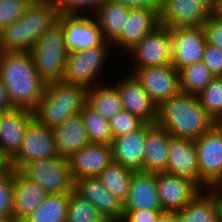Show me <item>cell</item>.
I'll return each instance as SVG.
<instances>
[{"label":"cell","instance_id":"18","mask_svg":"<svg viewBox=\"0 0 222 222\" xmlns=\"http://www.w3.org/2000/svg\"><path fill=\"white\" fill-rule=\"evenodd\" d=\"M73 179L97 177L113 162L111 144L90 143L75 151L69 158Z\"/></svg>","mask_w":222,"mask_h":222},{"label":"cell","instance_id":"7","mask_svg":"<svg viewBox=\"0 0 222 222\" xmlns=\"http://www.w3.org/2000/svg\"><path fill=\"white\" fill-rule=\"evenodd\" d=\"M199 179L208 187L222 183V126L215 124L194 140Z\"/></svg>","mask_w":222,"mask_h":222},{"label":"cell","instance_id":"31","mask_svg":"<svg viewBox=\"0 0 222 222\" xmlns=\"http://www.w3.org/2000/svg\"><path fill=\"white\" fill-rule=\"evenodd\" d=\"M68 194H48L39 207L22 222H66Z\"/></svg>","mask_w":222,"mask_h":222},{"label":"cell","instance_id":"15","mask_svg":"<svg viewBox=\"0 0 222 222\" xmlns=\"http://www.w3.org/2000/svg\"><path fill=\"white\" fill-rule=\"evenodd\" d=\"M209 16L198 0H160L159 25L168 29L203 26Z\"/></svg>","mask_w":222,"mask_h":222},{"label":"cell","instance_id":"46","mask_svg":"<svg viewBox=\"0 0 222 222\" xmlns=\"http://www.w3.org/2000/svg\"><path fill=\"white\" fill-rule=\"evenodd\" d=\"M209 190L215 195L220 211V221L222 222V183L211 186Z\"/></svg>","mask_w":222,"mask_h":222},{"label":"cell","instance_id":"6","mask_svg":"<svg viewBox=\"0 0 222 222\" xmlns=\"http://www.w3.org/2000/svg\"><path fill=\"white\" fill-rule=\"evenodd\" d=\"M18 172L29 181L38 183L48 194H70L74 191V179L67 157L31 161Z\"/></svg>","mask_w":222,"mask_h":222},{"label":"cell","instance_id":"3","mask_svg":"<svg viewBox=\"0 0 222 222\" xmlns=\"http://www.w3.org/2000/svg\"><path fill=\"white\" fill-rule=\"evenodd\" d=\"M87 89L63 81L47 83L43 96L32 110L34 120L48 128L61 125L87 104Z\"/></svg>","mask_w":222,"mask_h":222},{"label":"cell","instance_id":"14","mask_svg":"<svg viewBox=\"0 0 222 222\" xmlns=\"http://www.w3.org/2000/svg\"><path fill=\"white\" fill-rule=\"evenodd\" d=\"M74 192L89 201L107 222H121L124 215L123 202L111 194L97 177L74 180Z\"/></svg>","mask_w":222,"mask_h":222},{"label":"cell","instance_id":"33","mask_svg":"<svg viewBox=\"0 0 222 222\" xmlns=\"http://www.w3.org/2000/svg\"><path fill=\"white\" fill-rule=\"evenodd\" d=\"M90 143L111 144L113 136L110 130L109 120L101 117L87 104L79 112Z\"/></svg>","mask_w":222,"mask_h":222},{"label":"cell","instance_id":"34","mask_svg":"<svg viewBox=\"0 0 222 222\" xmlns=\"http://www.w3.org/2000/svg\"><path fill=\"white\" fill-rule=\"evenodd\" d=\"M66 222H107L100 212L74 191L68 194Z\"/></svg>","mask_w":222,"mask_h":222},{"label":"cell","instance_id":"21","mask_svg":"<svg viewBox=\"0 0 222 222\" xmlns=\"http://www.w3.org/2000/svg\"><path fill=\"white\" fill-rule=\"evenodd\" d=\"M145 139L146 123L135 131L114 137L111 142L113 161L144 172Z\"/></svg>","mask_w":222,"mask_h":222},{"label":"cell","instance_id":"26","mask_svg":"<svg viewBox=\"0 0 222 222\" xmlns=\"http://www.w3.org/2000/svg\"><path fill=\"white\" fill-rule=\"evenodd\" d=\"M53 133L57 153L62 157L69 158L75 151L90 144L80 113L54 127Z\"/></svg>","mask_w":222,"mask_h":222},{"label":"cell","instance_id":"5","mask_svg":"<svg viewBox=\"0 0 222 222\" xmlns=\"http://www.w3.org/2000/svg\"><path fill=\"white\" fill-rule=\"evenodd\" d=\"M112 43L104 41L100 46L78 52H69L62 81L80 85L87 90L103 83L100 73L111 52ZM109 51V53H108ZM98 78V79H97Z\"/></svg>","mask_w":222,"mask_h":222},{"label":"cell","instance_id":"53","mask_svg":"<svg viewBox=\"0 0 222 222\" xmlns=\"http://www.w3.org/2000/svg\"><path fill=\"white\" fill-rule=\"evenodd\" d=\"M3 113H4V111H0V120H1V118L3 116Z\"/></svg>","mask_w":222,"mask_h":222},{"label":"cell","instance_id":"29","mask_svg":"<svg viewBox=\"0 0 222 222\" xmlns=\"http://www.w3.org/2000/svg\"><path fill=\"white\" fill-rule=\"evenodd\" d=\"M87 105L107 120L123 110L122 100L116 87L113 84L104 85V82L88 89Z\"/></svg>","mask_w":222,"mask_h":222},{"label":"cell","instance_id":"16","mask_svg":"<svg viewBox=\"0 0 222 222\" xmlns=\"http://www.w3.org/2000/svg\"><path fill=\"white\" fill-rule=\"evenodd\" d=\"M166 172L194 181L202 190L209 189L199 179L198 160L194 140L173 136L170 138Z\"/></svg>","mask_w":222,"mask_h":222},{"label":"cell","instance_id":"9","mask_svg":"<svg viewBox=\"0 0 222 222\" xmlns=\"http://www.w3.org/2000/svg\"><path fill=\"white\" fill-rule=\"evenodd\" d=\"M128 55H131L132 62H135L134 68L171 64L172 39L170 29L159 25L130 49Z\"/></svg>","mask_w":222,"mask_h":222},{"label":"cell","instance_id":"39","mask_svg":"<svg viewBox=\"0 0 222 222\" xmlns=\"http://www.w3.org/2000/svg\"><path fill=\"white\" fill-rule=\"evenodd\" d=\"M33 0H5L0 2V31L18 20Z\"/></svg>","mask_w":222,"mask_h":222},{"label":"cell","instance_id":"41","mask_svg":"<svg viewBox=\"0 0 222 222\" xmlns=\"http://www.w3.org/2000/svg\"><path fill=\"white\" fill-rule=\"evenodd\" d=\"M207 42L222 51V17L218 14H210L203 24Z\"/></svg>","mask_w":222,"mask_h":222},{"label":"cell","instance_id":"28","mask_svg":"<svg viewBox=\"0 0 222 222\" xmlns=\"http://www.w3.org/2000/svg\"><path fill=\"white\" fill-rule=\"evenodd\" d=\"M179 222H221L218 202L209 190H202L185 208L177 211Z\"/></svg>","mask_w":222,"mask_h":222},{"label":"cell","instance_id":"23","mask_svg":"<svg viewBox=\"0 0 222 222\" xmlns=\"http://www.w3.org/2000/svg\"><path fill=\"white\" fill-rule=\"evenodd\" d=\"M59 11L52 0H33L25 10L26 52H30L38 38L59 19Z\"/></svg>","mask_w":222,"mask_h":222},{"label":"cell","instance_id":"37","mask_svg":"<svg viewBox=\"0 0 222 222\" xmlns=\"http://www.w3.org/2000/svg\"><path fill=\"white\" fill-rule=\"evenodd\" d=\"M145 122L126 110H121L109 120L113 138L140 128Z\"/></svg>","mask_w":222,"mask_h":222},{"label":"cell","instance_id":"44","mask_svg":"<svg viewBox=\"0 0 222 222\" xmlns=\"http://www.w3.org/2000/svg\"><path fill=\"white\" fill-rule=\"evenodd\" d=\"M129 9H160V0H111Z\"/></svg>","mask_w":222,"mask_h":222},{"label":"cell","instance_id":"11","mask_svg":"<svg viewBox=\"0 0 222 222\" xmlns=\"http://www.w3.org/2000/svg\"><path fill=\"white\" fill-rule=\"evenodd\" d=\"M58 21L63 26L68 52L97 47L105 41L97 21L90 14H60Z\"/></svg>","mask_w":222,"mask_h":222},{"label":"cell","instance_id":"17","mask_svg":"<svg viewBox=\"0 0 222 222\" xmlns=\"http://www.w3.org/2000/svg\"><path fill=\"white\" fill-rule=\"evenodd\" d=\"M113 85L119 92L124 110L139 117L145 123H157V105L130 73Z\"/></svg>","mask_w":222,"mask_h":222},{"label":"cell","instance_id":"45","mask_svg":"<svg viewBox=\"0 0 222 222\" xmlns=\"http://www.w3.org/2000/svg\"><path fill=\"white\" fill-rule=\"evenodd\" d=\"M14 109L12 103L9 100L7 90L0 79V111H10Z\"/></svg>","mask_w":222,"mask_h":222},{"label":"cell","instance_id":"38","mask_svg":"<svg viewBox=\"0 0 222 222\" xmlns=\"http://www.w3.org/2000/svg\"><path fill=\"white\" fill-rule=\"evenodd\" d=\"M14 169L0 176V218L13 219L12 197H13Z\"/></svg>","mask_w":222,"mask_h":222},{"label":"cell","instance_id":"24","mask_svg":"<svg viewBox=\"0 0 222 222\" xmlns=\"http://www.w3.org/2000/svg\"><path fill=\"white\" fill-rule=\"evenodd\" d=\"M48 193L38 183L24 178L14 170L12 212L14 222H22L45 200Z\"/></svg>","mask_w":222,"mask_h":222},{"label":"cell","instance_id":"49","mask_svg":"<svg viewBox=\"0 0 222 222\" xmlns=\"http://www.w3.org/2000/svg\"><path fill=\"white\" fill-rule=\"evenodd\" d=\"M198 1L210 14L216 13L217 4L213 0H198Z\"/></svg>","mask_w":222,"mask_h":222},{"label":"cell","instance_id":"2","mask_svg":"<svg viewBox=\"0 0 222 222\" xmlns=\"http://www.w3.org/2000/svg\"><path fill=\"white\" fill-rule=\"evenodd\" d=\"M157 124L173 137L195 140L216 123L197 95L179 92L158 107Z\"/></svg>","mask_w":222,"mask_h":222},{"label":"cell","instance_id":"4","mask_svg":"<svg viewBox=\"0 0 222 222\" xmlns=\"http://www.w3.org/2000/svg\"><path fill=\"white\" fill-rule=\"evenodd\" d=\"M38 76L47 83L62 81L68 50L64 30L58 21L45 31L30 51Z\"/></svg>","mask_w":222,"mask_h":222},{"label":"cell","instance_id":"13","mask_svg":"<svg viewBox=\"0 0 222 222\" xmlns=\"http://www.w3.org/2000/svg\"><path fill=\"white\" fill-rule=\"evenodd\" d=\"M156 185L162 210L167 212L182 210L202 191L194 181L167 172L156 173Z\"/></svg>","mask_w":222,"mask_h":222},{"label":"cell","instance_id":"20","mask_svg":"<svg viewBox=\"0 0 222 222\" xmlns=\"http://www.w3.org/2000/svg\"><path fill=\"white\" fill-rule=\"evenodd\" d=\"M34 120L29 109L14 108L3 113L0 120V150L9 161L18 153L25 131Z\"/></svg>","mask_w":222,"mask_h":222},{"label":"cell","instance_id":"48","mask_svg":"<svg viewBox=\"0 0 222 222\" xmlns=\"http://www.w3.org/2000/svg\"><path fill=\"white\" fill-rule=\"evenodd\" d=\"M11 169L9 159L0 150V176Z\"/></svg>","mask_w":222,"mask_h":222},{"label":"cell","instance_id":"27","mask_svg":"<svg viewBox=\"0 0 222 222\" xmlns=\"http://www.w3.org/2000/svg\"><path fill=\"white\" fill-rule=\"evenodd\" d=\"M129 10L120 3L104 0L92 13L106 41L112 43L121 34Z\"/></svg>","mask_w":222,"mask_h":222},{"label":"cell","instance_id":"40","mask_svg":"<svg viewBox=\"0 0 222 222\" xmlns=\"http://www.w3.org/2000/svg\"><path fill=\"white\" fill-rule=\"evenodd\" d=\"M60 14H86L94 11L104 0H52ZM85 10V11H84ZM90 10V12H88ZM84 11V13L82 12Z\"/></svg>","mask_w":222,"mask_h":222},{"label":"cell","instance_id":"42","mask_svg":"<svg viewBox=\"0 0 222 222\" xmlns=\"http://www.w3.org/2000/svg\"><path fill=\"white\" fill-rule=\"evenodd\" d=\"M203 63L215 77H222V51L208 42L204 49Z\"/></svg>","mask_w":222,"mask_h":222},{"label":"cell","instance_id":"12","mask_svg":"<svg viewBox=\"0 0 222 222\" xmlns=\"http://www.w3.org/2000/svg\"><path fill=\"white\" fill-rule=\"evenodd\" d=\"M172 39V65L179 71L183 67L202 62L207 38L203 26L170 29Z\"/></svg>","mask_w":222,"mask_h":222},{"label":"cell","instance_id":"35","mask_svg":"<svg viewBox=\"0 0 222 222\" xmlns=\"http://www.w3.org/2000/svg\"><path fill=\"white\" fill-rule=\"evenodd\" d=\"M0 51L26 52L25 12L0 31Z\"/></svg>","mask_w":222,"mask_h":222},{"label":"cell","instance_id":"43","mask_svg":"<svg viewBox=\"0 0 222 222\" xmlns=\"http://www.w3.org/2000/svg\"><path fill=\"white\" fill-rule=\"evenodd\" d=\"M163 210H124L121 222H156Z\"/></svg>","mask_w":222,"mask_h":222},{"label":"cell","instance_id":"25","mask_svg":"<svg viewBox=\"0 0 222 222\" xmlns=\"http://www.w3.org/2000/svg\"><path fill=\"white\" fill-rule=\"evenodd\" d=\"M172 136L156 124L146 123L144 172H166L169 140Z\"/></svg>","mask_w":222,"mask_h":222},{"label":"cell","instance_id":"52","mask_svg":"<svg viewBox=\"0 0 222 222\" xmlns=\"http://www.w3.org/2000/svg\"><path fill=\"white\" fill-rule=\"evenodd\" d=\"M216 4L220 3L222 0H213Z\"/></svg>","mask_w":222,"mask_h":222},{"label":"cell","instance_id":"47","mask_svg":"<svg viewBox=\"0 0 222 222\" xmlns=\"http://www.w3.org/2000/svg\"><path fill=\"white\" fill-rule=\"evenodd\" d=\"M156 222H179L176 212L163 211Z\"/></svg>","mask_w":222,"mask_h":222},{"label":"cell","instance_id":"8","mask_svg":"<svg viewBox=\"0 0 222 222\" xmlns=\"http://www.w3.org/2000/svg\"><path fill=\"white\" fill-rule=\"evenodd\" d=\"M130 74L157 107L180 92L179 71L172 64L134 68Z\"/></svg>","mask_w":222,"mask_h":222},{"label":"cell","instance_id":"10","mask_svg":"<svg viewBox=\"0 0 222 222\" xmlns=\"http://www.w3.org/2000/svg\"><path fill=\"white\" fill-rule=\"evenodd\" d=\"M55 156L59 155L53 129L33 120L25 131L18 153L10 160V166L18 171L26 163Z\"/></svg>","mask_w":222,"mask_h":222},{"label":"cell","instance_id":"51","mask_svg":"<svg viewBox=\"0 0 222 222\" xmlns=\"http://www.w3.org/2000/svg\"><path fill=\"white\" fill-rule=\"evenodd\" d=\"M0 222H14L13 219L0 218Z\"/></svg>","mask_w":222,"mask_h":222},{"label":"cell","instance_id":"30","mask_svg":"<svg viewBox=\"0 0 222 222\" xmlns=\"http://www.w3.org/2000/svg\"><path fill=\"white\" fill-rule=\"evenodd\" d=\"M135 171L112 162L97 178L102 185L123 203L129 193L130 181Z\"/></svg>","mask_w":222,"mask_h":222},{"label":"cell","instance_id":"1","mask_svg":"<svg viewBox=\"0 0 222 222\" xmlns=\"http://www.w3.org/2000/svg\"><path fill=\"white\" fill-rule=\"evenodd\" d=\"M0 79L13 107L31 111L41 100L46 86L38 76L30 52L0 51Z\"/></svg>","mask_w":222,"mask_h":222},{"label":"cell","instance_id":"22","mask_svg":"<svg viewBox=\"0 0 222 222\" xmlns=\"http://www.w3.org/2000/svg\"><path fill=\"white\" fill-rule=\"evenodd\" d=\"M124 210H162L156 185V173L135 171L129 193L123 203Z\"/></svg>","mask_w":222,"mask_h":222},{"label":"cell","instance_id":"50","mask_svg":"<svg viewBox=\"0 0 222 222\" xmlns=\"http://www.w3.org/2000/svg\"><path fill=\"white\" fill-rule=\"evenodd\" d=\"M216 14H218L220 17H222V1L217 4Z\"/></svg>","mask_w":222,"mask_h":222},{"label":"cell","instance_id":"36","mask_svg":"<svg viewBox=\"0 0 222 222\" xmlns=\"http://www.w3.org/2000/svg\"><path fill=\"white\" fill-rule=\"evenodd\" d=\"M197 96L207 114L219 124L222 120V77H215Z\"/></svg>","mask_w":222,"mask_h":222},{"label":"cell","instance_id":"32","mask_svg":"<svg viewBox=\"0 0 222 222\" xmlns=\"http://www.w3.org/2000/svg\"><path fill=\"white\" fill-rule=\"evenodd\" d=\"M214 78L203 61L187 65L179 70L180 92L198 95Z\"/></svg>","mask_w":222,"mask_h":222},{"label":"cell","instance_id":"19","mask_svg":"<svg viewBox=\"0 0 222 222\" xmlns=\"http://www.w3.org/2000/svg\"><path fill=\"white\" fill-rule=\"evenodd\" d=\"M159 26V9H130L121 34L112 46L128 52Z\"/></svg>","mask_w":222,"mask_h":222}]
</instances>
